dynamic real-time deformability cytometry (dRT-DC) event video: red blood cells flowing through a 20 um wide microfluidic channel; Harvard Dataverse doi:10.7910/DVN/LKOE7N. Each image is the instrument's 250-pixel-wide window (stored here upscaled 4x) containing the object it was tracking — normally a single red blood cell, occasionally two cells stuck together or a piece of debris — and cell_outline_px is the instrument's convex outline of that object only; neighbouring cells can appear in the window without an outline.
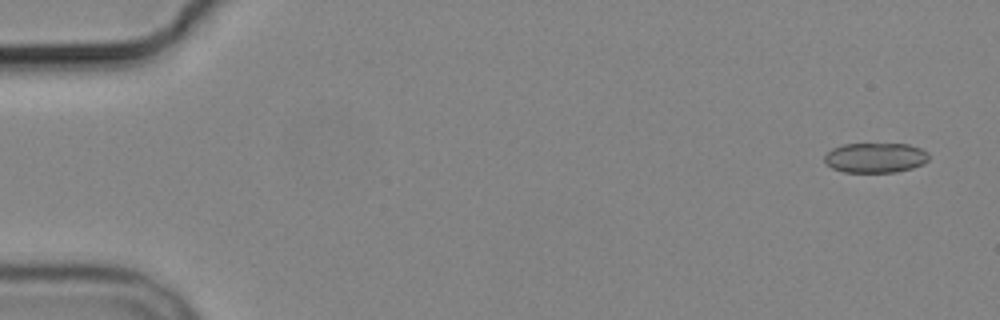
{"species": "common noctule bat (a hibernating species)", "species_latin": "Nyctalus noctula", "temperature_condition": "cold", "stored_images_in_passage": 4, "camera_frame_rate_fps": 3000, "um_per_image_px": 0.085, "animal": {"sex": "male", "body_mass_g": 19.2, "forearm_length_mm": 51.8}, "frame": {"image": 1, "passage_image": 1, "time_ms": 0.0, "image_size_px": [1000, 320], "cell_outline_px": [[928, 160], [924, 164], [912, 168], [896, 172], [844, 172], [832, 168], [824, 160], [824, 156], [832, 148], [844, 144], [908, 144], [920, 148], [928, 152]], "centroid_in_image_um": [74.42, 13.41], "position_along_channel_um": 10.6, "area_um2": 18.21}}